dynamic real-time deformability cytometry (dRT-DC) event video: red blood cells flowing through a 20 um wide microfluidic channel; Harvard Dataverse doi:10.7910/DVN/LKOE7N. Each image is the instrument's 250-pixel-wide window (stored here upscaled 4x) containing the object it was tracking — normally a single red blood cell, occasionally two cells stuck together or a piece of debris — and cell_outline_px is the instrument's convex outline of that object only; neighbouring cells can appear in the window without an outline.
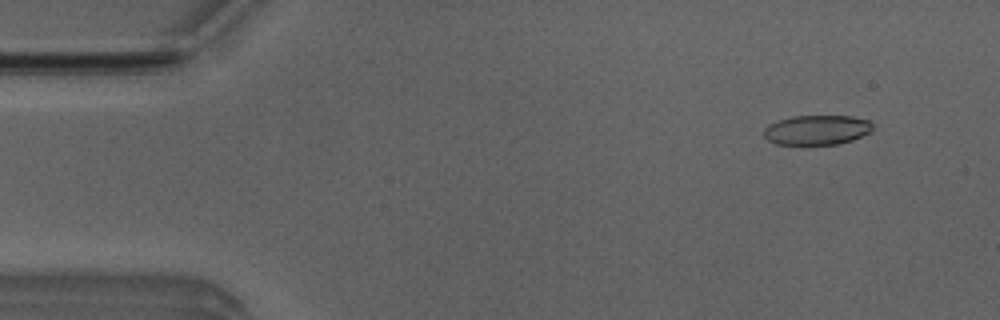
{"species": "Egyptian fruit bat (a non-hibernating species)", "species_latin": "Rousettus aegyptiacus", "temperature_condition": "room temperature", "stored_images_in_passage": 49, "camera_frame_rate_fps": 3000, "um_per_image_px": 0.085, "animal": {"sex": "male"}, "frame": {"image": 1, "passage_image": 3, "time_ms": 0.667, "image_size_px": [1000, 320], "cell_outline_px": [[872, 132], [852, 140], [836, 144], [776, 144], [768, 140], [764, 136], [764, 128], [768, 124], [776, 120], [792, 116], [852, 116], [868, 120], [872, 124]], "centroid_in_image_um": [69.42, 11.03], "position_along_channel_um": 15.6, "area_um2": 18.9}}
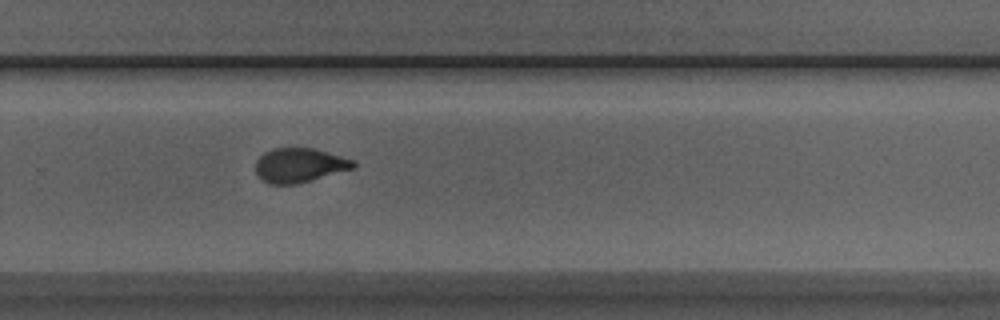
{"frame": {"image": 2, "passage_image": 32, "time_ms": 10.333, "image_size_px": [1000, 320], "cell_outline_px": [[356, 168], [296, 184], [268, 184], [256, 176], [256, 160], [264, 152], [272, 148], [312, 148], [356, 160]], "centroid_in_image_um": [25.45, 14.05], "position_along_channel_um": 304.3, "area_um2": 19.71}}
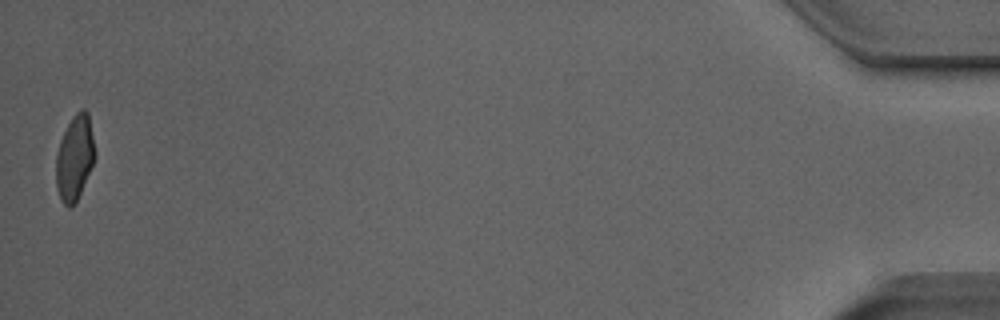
{"frame": {"image": 3, "passage_image": 49, "time_ms": 16.0, "image_size_px": [1000, 320], "cell_outline_px": [[96, 156], [80, 192], [76, 200], [68, 208], [60, 200], [56, 188], [56, 152], [60, 140], [72, 116], [80, 108], [84, 108], [88, 112], [96, 152]], "centroid_in_image_um": [6.34, 13.37], "position_along_channel_um": 428.9, "area_um2": 19.25}, "authors_computed_cell_mechanics": {"area_um2": 19.941, "velocity_mm_per_s": 3.9991, "shape_relaxation_time_tau1_ms": 8.7395, "shape_relaxation_time_tau2_ms": 1.3881, "deformation_change_tau1": 0.2337, "deformation_change_tau2": 0.0791}}